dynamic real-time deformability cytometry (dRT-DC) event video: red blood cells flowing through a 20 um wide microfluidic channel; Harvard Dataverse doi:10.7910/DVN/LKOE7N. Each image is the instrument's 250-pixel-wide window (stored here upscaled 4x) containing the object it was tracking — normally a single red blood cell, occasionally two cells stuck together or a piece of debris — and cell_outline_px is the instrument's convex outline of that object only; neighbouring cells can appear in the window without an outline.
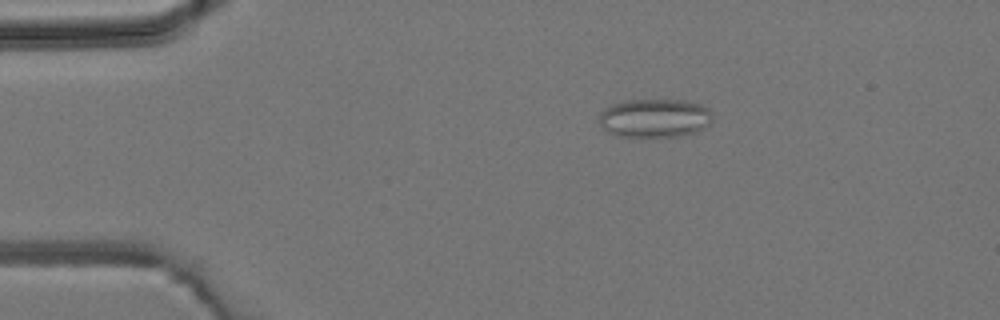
{"species": "common noctule bat (a hibernating species)", "species_latin": "Nyctalus noctula", "temperature_condition": "room temperature", "stored_images_in_passage": 5, "camera_frame_rate_fps": 3000, "um_per_image_px": 0.085, "animal": {"sex": "male", "body_mass_g": 19.2, "forearm_length_mm": 51.8}, "frame": {"image": 1, "passage_image": 3, "time_ms": 2.333, "image_size_px": [1000, 320], "cell_outline_px": [[712, 120], [704, 128], [696, 132], [680, 136], [616, 136], [608, 132], [600, 124], [600, 112], [604, 108], [612, 104], [624, 100], [684, 100], [700, 104], [708, 108], [712, 112]], "centroid_in_image_um": [55.65, 10.03], "position_along_channel_um": 29.3, "area_um2": 25.61}}